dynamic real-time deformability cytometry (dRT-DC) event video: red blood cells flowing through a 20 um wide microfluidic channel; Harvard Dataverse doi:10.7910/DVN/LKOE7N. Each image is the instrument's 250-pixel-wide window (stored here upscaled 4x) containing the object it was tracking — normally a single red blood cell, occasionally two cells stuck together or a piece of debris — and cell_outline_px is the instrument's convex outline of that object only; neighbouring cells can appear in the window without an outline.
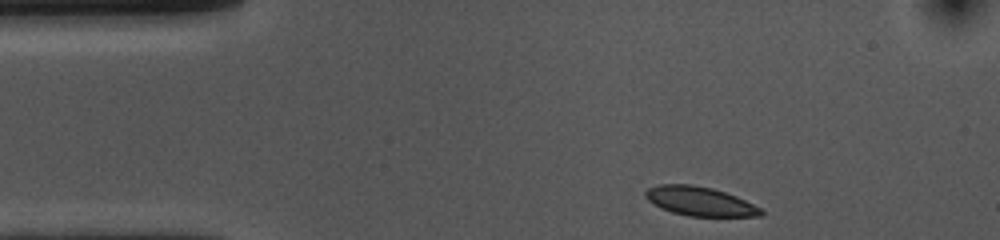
{"species": "common noctule bat (a hibernating species)", "species_latin": "Nyctalus noctula", "temperature_condition": "cold", "stored_images_in_passage": 36, "camera_frame_rate_fps": 3000, "um_per_image_px": 0.085, "animal": {"sex": "female", "body_mass_g": 10.0, "forearm_length_mm": 53.1}, "frame": {"image": 1, "passage_image": 1, "time_ms": 0.0, "image_size_px": [1000, 240], "cell_outline_px": [[764, 212], [760, 216], [688, 216], [672, 212], [660, 208], [648, 200], [644, 196], [644, 192], [648, 188], [660, 184], [692, 184], [712, 188], [736, 196], [760, 208]], "centroid_in_image_um": [59.44, 17.1], "position_along_channel_um": 25.6, "area_um2": 19.48}}
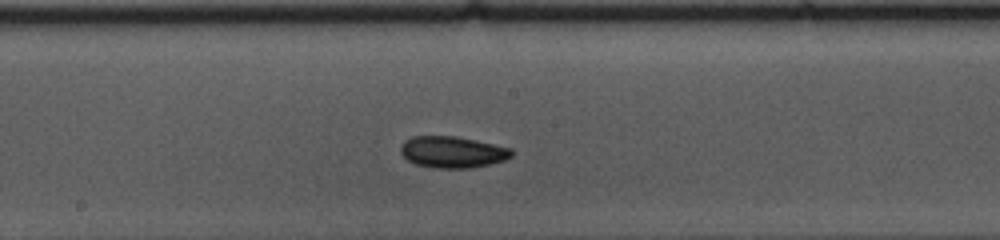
{"frame": {"image": 2, "passage_image": 20, "time_ms": 6.333, "image_size_px": [1000, 240], "cell_outline_px": [[512, 156], [504, 160], [492, 164], [472, 168], [436, 168], [416, 164], [408, 160], [400, 152], [400, 148], [404, 140], [412, 136], [456, 136], [476, 140], [512, 148]], "centroid_in_image_um": [38.47, 12.92], "position_along_channel_um": 209.7, "area_um2": 20.46}}
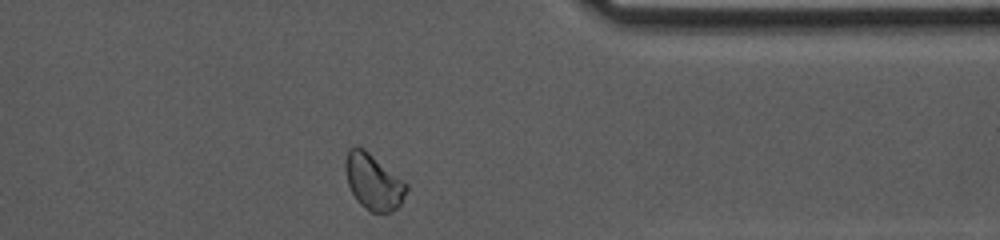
{"frame": {"image": 3, "passage_image": 35, "time_ms": 11.333, "image_size_px": [1000, 240], "cell_outline_px": [[408, 188], [400, 204], [396, 208], [388, 212], [372, 212], [360, 204], [356, 200], [348, 184], [344, 168], [344, 160], [348, 148], [352, 144], [356, 144], [364, 148], [404, 180], [408, 184]], "centroid_in_image_um": [31.7, 15.39], "position_along_channel_um": 379.7, "area_um2": 20.06}, "authors_computed_cell_mechanics": {"area_um2": 19.6231, "velocity_mm_per_s": 3.6732, "shape_relaxation_time_tau1_ms": 3.9394, "shape_relaxation_time_tau2_ms": null, "deformation_change_tau1": 0.0749, "deformation_change_tau2": null}}